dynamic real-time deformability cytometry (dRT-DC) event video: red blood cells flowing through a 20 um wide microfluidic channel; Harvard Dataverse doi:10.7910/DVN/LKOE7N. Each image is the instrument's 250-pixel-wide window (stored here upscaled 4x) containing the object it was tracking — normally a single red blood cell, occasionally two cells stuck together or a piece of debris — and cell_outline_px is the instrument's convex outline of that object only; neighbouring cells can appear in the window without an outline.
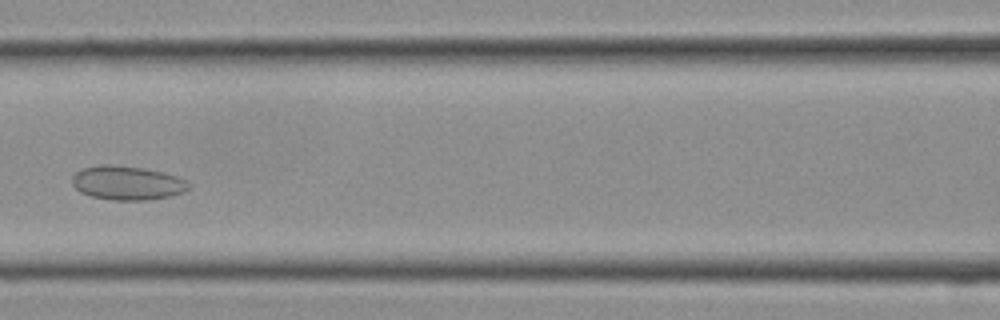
{"species": "Egyptian fruit bat (a non-hibernating species)", "species_latin": "Rousettus aegyptiacus", "temperature_condition": "cold", "stored_images_in_passage": 7, "camera_frame_rate_fps": 3000, "um_per_image_px": 0.085, "frame": {"image": 1, "passage_image": 6, "time_ms": 1.667, "image_size_px": [1000, 320], "cell_outline_px": [[192, 188], [184, 192], [168, 196], [144, 200], [112, 200], [92, 196], [80, 192], [72, 184], [72, 176], [76, 172], [84, 168], [100, 164], [108, 164], [144, 168], [164, 172], [188, 180], [192, 184]], "centroid_in_image_um": [10.85, 15.54], "position_along_channel_um": 155.7, "area_um2": 23.24}}